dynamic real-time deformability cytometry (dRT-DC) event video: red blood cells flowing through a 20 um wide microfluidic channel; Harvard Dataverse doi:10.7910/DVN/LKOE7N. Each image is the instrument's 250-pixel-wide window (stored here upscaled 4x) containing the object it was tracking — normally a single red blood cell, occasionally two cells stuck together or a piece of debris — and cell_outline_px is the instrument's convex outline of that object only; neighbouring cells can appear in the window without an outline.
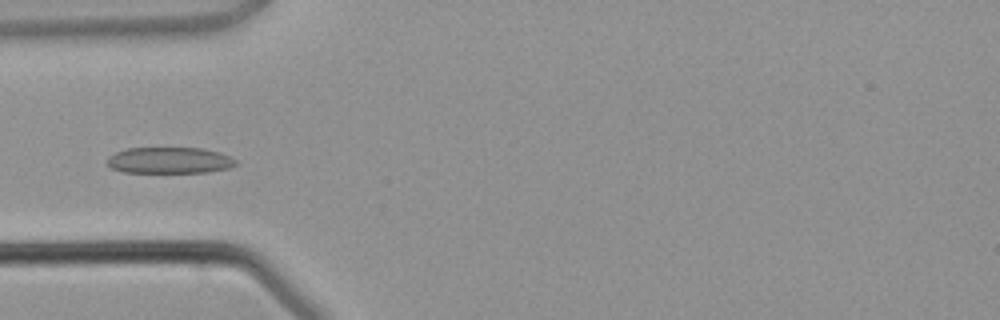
{"species": "common noctule bat (a hibernating species)", "species_latin": "Nyctalus noctula", "temperature_condition": "warm", "stored_images_in_passage": 4, "camera_frame_rate_fps": 3000, "um_per_image_px": 0.085, "animal": {"sex": "male", "body_mass_g": 21.5, "forearm_length_mm": 52.0}, "frame": {"image": 1, "passage_image": 4, "time_ms": 3.667, "image_size_px": [1000, 320], "cell_outline_px": [[240, 164], [228, 168], [208, 172], [124, 172], [112, 168], [108, 164], [108, 156], [116, 152], [128, 148], [204, 148], [220, 152], [236, 160]], "centroid_in_image_um": [14.45, 13.62], "position_along_channel_um": 70.6, "area_um2": 19.65}}